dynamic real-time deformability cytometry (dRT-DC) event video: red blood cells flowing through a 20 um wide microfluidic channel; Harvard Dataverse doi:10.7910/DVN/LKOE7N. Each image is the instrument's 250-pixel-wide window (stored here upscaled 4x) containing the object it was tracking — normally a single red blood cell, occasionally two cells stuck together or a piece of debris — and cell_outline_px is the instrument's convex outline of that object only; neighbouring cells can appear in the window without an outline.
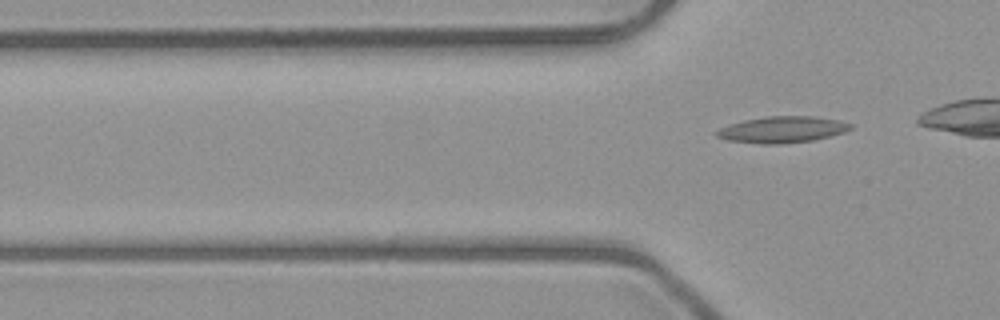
{"species": "common noctule bat (a hibernating species)", "species_latin": "Nyctalus noctula", "temperature_condition": "room temperature", "stored_images_in_passage": 5, "camera_frame_rate_fps": 3000, "um_per_image_px": 0.085, "animal": {"sex": "male", "body_mass_g": 23.1, "forearm_length_mm": 52.7}, "frame": {"image": 1, "passage_image": 5, "time_ms": 5.667, "image_size_px": [1000, 320], "cell_outline_px": [[852, 128], [844, 132], [812, 140], [780, 144], [760, 144], [728, 140], [716, 136], [712, 132], [720, 128], [744, 120], [764, 116], [816, 116], [840, 120], [852, 124]], "centroid_in_image_um": [66.48, 11.01], "position_along_channel_um": 59.3, "area_um2": 20.58}}